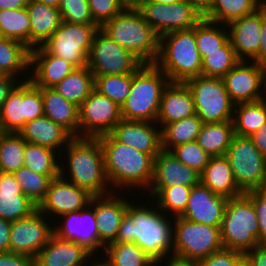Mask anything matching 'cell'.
Instances as JSON below:
<instances>
[{
    "label": "cell",
    "mask_w": 266,
    "mask_h": 266,
    "mask_svg": "<svg viewBox=\"0 0 266 266\" xmlns=\"http://www.w3.org/2000/svg\"><path fill=\"white\" fill-rule=\"evenodd\" d=\"M156 210L146 206L137 207L129 202L116 239L111 244L134 242L155 265L163 261L164 257L167 258V253L172 249L173 227L167 215Z\"/></svg>",
    "instance_id": "obj_1"
},
{
    "label": "cell",
    "mask_w": 266,
    "mask_h": 266,
    "mask_svg": "<svg viewBox=\"0 0 266 266\" xmlns=\"http://www.w3.org/2000/svg\"><path fill=\"white\" fill-rule=\"evenodd\" d=\"M97 138L100 140L104 152L108 185L113 184L120 188L150 187L154 174V157L152 155L118 142L110 133Z\"/></svg>",
    "instance_id": "obj_2"
},
{
    "label": "cell",
    "mask_w": 266,
    "mask_h": 266,
    "mask_svg": "<svg viewBox=\"0 0 266 266\" xmlns=\"http://www.w3.org/2000/svg\"><path fill=\"white\" fill-rule=\"evenodd\" d=\"M170 82L185 83L201 76L202 58L196 46L195 27L159 37V52L154 63Z\"/></svg>",
    "instance_id": "obj_3"
},
{
    "label": "cell",
    "mask_w": 266,
    "mask_h": 266,
    "mask_svg": "<svg viewBox=\"0 0 266 266\" xmlns=\"http://www.w3.org/2000/svg\"><path fill=\"white\" fill-rule=\"evenodd\" d=\"M70 179L92 196L108 195L104 152L98 138L74 137L67 145ZM107 193V194H105Z\"/></svg>",
    "instance_id": "obj_4"
},
{
    "label": "cell",
    "mask_w": 266,
    "mask_h": 266,
    "mask_svg": "<svg viewBox=\"0 0 266 266\" xmlns=\"http://www.w3.org/2000/svg\"><path fill=\"white\" fill-rule=\"evenodd\" d=\"M169 82L155 64H142L132 73L130 93L121 106L122 119L156 122L162 94Z\"/></svg>",
    "instance_id": "obj_5"
},
{
    "label": "cell",
    "mask_w": 266,
    "mask_h": 266,
    "mask_svg": "<svg viewBox=\"0 0 266 266\" xmlns=\"http://www.w3.org/2000/svg\"><path fill=\"white\" fill-rule=\"evenodd\" d=\"M101 29L143 64H154L159 52V36L139 10L124 9Z\"/></svg>",
    "instance_id": "obj_6"
},
{
    "label": "cell",
    "mask_w": 266,
    "mask_h": 266,
    "mask_svg": "<svg viewBox=\"0 0 266 266\" xmlns=\"http://www.w3.org/2000/svg\"><path fill=\"white\" fill-rule=\"evenodd\" d=\"M220 232L224 249L244 254L260 244L258 217L251 199L245 193L228 199Z\"/></svg>",
    "instance_id": "obj_7"
},
{
    "label": "cell",
    "mask_w": 266,
    "mask_h": 266,
    "mask_svg": "<svg viewBox=\"0 0 266 266\" xmlns=\"http://www.w3.org/2000/svg\"><path fill=\"white\" fill-rule=\"evenodd\" d=\"M171 256L197 262L224 249L220 227L175 216Z\"/></svg>",
    "instance_id": "obj_8"
},
{
    "label": "cell",
    "mask_w": 266,
    "mask_h": 266,
    "mask_svg": "<svg viewBox=\"0 0 266 266\" xmlns=\"http://www.w3.org/2000/svg\"><path fill=\"white\" fill-rule=\"evenodd\" d=\"M238 187L245 193L266 189V156L250 137L234 135L225 153Z\"/></svg>",
    "instance_id": "obj_9"
},
{
    "label": "cell",
    "mask_w": 266,
    "mask_h": 266,
    "mask_svg": "<svg viewBox=\"0 0 266 266\" xmlns=\"http://www.w3.org/2000/svg\"><path fill=\"white\" fill-rule=\"evenodd\" d=\"M185 83L193 95L196 115L204 123L233 120L235 104L222 78L201 75Z\"/></svg>",
    "instance_id": "obj_10"
},
{
    "label": "cell",
    "mask_w": 266,
    "mask_h": 266,
    "mask_svg": "<svg viewBox=\"0 0 266 266\" xmlns=\"http://www.w3.org/2000/svg\"><path fill=\"white\" fill-rule=\"evenodd\" d=\"M96 24L61 21L52 36L42 45L50 54L72 63L76 68L86 67Z\"/></svg>",
    "instance_id": "obj_11"
},
{
    "label": "cell",
    "mask_w": 266,
    "mask_h": 266,
    "mask_svg": "<svg viewBox=\"0 0 266 266\" xmlns=\"http://www.w3.org/2000/svg\"><path fill=\"white\" fill-rule=\"evenodd\" d=\"M44 115L42 88L35 86L29 78L21 80L4 101L0 110V132H15Z\"/></svg>",
    "instance_id": "obj_12"
},
{
    "label": "cell",
    "mask_w": 266,
    "mask_h": 266,
    "mask_svg": "<svg viewBox=\"0 0 266 266\" xmlns=\"http://www.w3.org/2000/svg\"><path fill=\"white\" fill-rule=\"evenodd\" d=\"M143 63L101 28L93 38L87 66L94 76L134 73Z\"/></svg>",
    "instance_id": "obj_13"
},
{
    "label": "cell",
    "mask_w": 266,
    "mask_h": 266,
    "mask_svg": "<svg viewBox=\"0 0 266 266\" xmlns=\"http://www.w3.org/2000/svg\"><path fill=\"white\" fill-rule=\"evenodd\" d=\"M139 11L159 37L193 29L203 19L199 11L183 0L173 4L145 2Z\"/></svg>",
    "instance_id": "obj_14"
},
{
    "label": "cell",
    "mask_w": 266,
    "mask_h": 266,
    "mask_svg": "<svg viewBox=\"0 0 266 266\" xmlns=\"http://www.w3.org/2000/svg\"><path fill=\"white\" fill-rule=\"evenodd\" d=\"M78 112L79 137L97 138L108 134L122 120L121 107L95 89L79 106Z\"/></svg>",
    "instance_id": "obj_15"
},
{
    "label": "cell",
    "mask_w": 266,
    "mask_h": 266,
    "mask_svg": "<svg viewBox=\"0 0 266 266\" xmlns=\"http://www.w3.org/2000/svg\"><path fill=\"white\" fill-rule=\"evenodd\" d=\"M231 101L239 103L255 102L264 99L262 85L266 90V66L251 65L247 61H239L223 78Z\"/></svg>",
    "instance_id": "obj_16"
},
{
    "label": "cell",
    "mask_w": 266,
    "mask_h": 266,
    "mask_svg": "<svg viewBox=\"0 0 266 266\" xmlns=\"http://www.w3.org/2000/svg\"><path fill=\"white\" fill-rule=\"evenodd\" d=\"M44 216L37 209L31 215L11 223L10 252L36 257L54 234L53 227L46 223Z\"/></svg>",
    "instance_id": "obj_17"
},
{
    "label": "cell",
    "mask_w": 266,
    "mask_h": 266,
    "mask_svg": "<svg viewBox=\"0 0 266 266\" xmlns=\"http://www.w3.org/2000/svg\"><path fill=\"white\" fill-rule=\"evenodd\" d=\"M65 168L60 165V175L51 180L44 200L38 210L45 216L48 213L64 215L73 211H80L89 206L92 195L64 178ZM56 213V214H55Z\"/></svg>",
    "instance_id": "obj_18"
},
{
    "label": "cell",
    "mask_w": 266,
    "mask_h": 266,
    "mask_svg": "<svg viewBox=\"0 0 266 266\" xmlns=\"http://www.w3.org/2000/svg\"><path fill=\"white\" fill-rule=\"evenodd\" d=\"M93 206L90 211V207ZM88 209V210H87ZM65 221L64 225L53 227L54 235L65 241H72L84 246L94 254L98 248L103 246L99 241V231L94 212V196H92L89 208L86 206L80 211H73L61 215Z\"/></svg>",
    "instance_id": "obj_19"
},
{
    "label": "cell",
    "mask_w": 266,
    "mask_h": 266,
    "mask_svg": "<svg viewBox=\"0 0 266 266\" xmlns=\"http://www.w3.org/2000/svg\"><path fill=\"white\" fill-rule=\"evenodd\" d=\"M228 198L215 194L201 182L192 187L185 211L180 217L208 226L220 227Z\"/></svg>",
    "instance_id": "obj_20"
},
{
    "label": "cell",
    "mask_w": 266,
    "mask_h": 266,
    "mask_svg": "<svg viewBox=\"0 0 266 266\" xmlns=\"http://www.w3.org/2000/svg\"><path fill=\"white\" fill-rule=\"evenodd\" d=\"M149 121L125 120L117 123L110 134L120 143L150 154L154 158L162 150L161 130ZM154 126V127H153Z\"/></svg>",
    "instance_id": "obj_21"
},
{
    "label": "cell",
    "mask_w": 266,
    "mask_h": 266,
    "mask_svg": "<svg viewBox=\"0 0 266 266\" xmlns=\"http://www.w3.org/2000/svg\"><path fill=\"white\" fill-rule=\"evenodd\" d=\"M230 29L229 41L240 61L251 58L258 64L261 45V8L253 14L238 18L226 25Z\"/></svg>",
    "instance_id": "obj_22"
},
{
    "label": "cell",
    "mask_w": 266,
    "mask_h": 266,
    "mask_svg": "<svg viewBox=\"0 0 266 266\" xmlns=\"http://www.w3.org/2000/svg\"><path fill=\"white\" fill-rule=\"evenodd\" d=\"M200 183V173L180 162L170 151L161 150L154 158L152 188L177 185L194 187Z\"/></svg>",
    "instance_id": "obj_23"
},
{
    "label": "cell",
    "mask_w": 266,
    "mask_h": 266,
    "mask_svg": "<svg viewBox=\"0 0 266 266\" xmlns=\"http://www.w3.org/2000/svg\"><path fill=\"white\" fill-rule=\"evenodd\" d=\"M31 66L35 70L29 80L39 88H53L76 68L69 61L50 54L43 46L30 50Z\"/></svg>",
    "instance_id": "obj_24"
},
{
    "label": "cell",
    "mask_w": 266,
    "mask_h": 266,
    "mask_svg": "<svg viewBox=\"0 0 266 266\" xmlns=\"http://www.w3.org/2000/svg\"><path fill=\"white\" fill-rule=\"evenodd\" d=\"M193 115H196V108L193 95L187 84L169 82L162 94L156 122L163 124L162 127H164L166 124Z\"/></svg>",
    "instance_id": "obj_25"
},
{
    "label": "cell",
    "mask_w": 266,
    "mask_h": 266,
    "mask_svg": "<svg viewBox=\"0 0 266 266\" xmlns=\"http://www.w3.org/2000/svg\"><path fill=\"white\" fill-rule=\"evenodd\" d=\"M113 195L108 192V197L106 195L94 196V212L98 225L99 241L104 247L115 241L129 204L126 199L116 198Z\"/></svg>",
    "instance_id": "obj_26"
},
{
    "label": "cell",
    "mask_w": 266,
    "mask_h": 266,
    "mask_svg": "<svg viewBox=\"0 0 266 266\" xmlns=\"http://www.w3.org/2000/svg\"><path fill=\"white\" fill-rule=\"evenodd\" d=\"M91 255L84 246L53 234L34 258V266H83Z\"/></svg>",
    "instance_id": "obj_27"
},
{
    "label": "cell",
    "mask_w": 266,
    "mask_h": 266,
    "mask_svg": "<svg viewBox=\"0 0 266 266\" xmlns=\"http://www.w3.org/2000/svg\"><path fill=\"white\" fill-rule=\"evenodd\" d=\"M38 209L21 189L13 173L0 174V218L15 222Z\"/></svg>",
    "instance_id": "obj_28"
},
{
    "label": "cell",
    "mask_w": 266,
    "mask_h": 266,
    "mask_svg": "<svg viewBox=\"0 0 266 266\" xmlns=\"http://www.w3.org/2000/svg\"><path fill=\"white\" fill-rule=\"evenodd\" d=\"M19 134L28 143L56 149V151L74 138L65 128L44 115L26 122Z\"/></svg>",
    "instance_id": "obj_29"
},
{
    "label": "cell",
    "mask_w": 266,
    "mask_h": 266,
    "mask_svg": "<svg viewBox=\"0 0 266 266\" xmlns=\"http://www.w3.org/2000/svg\"><path fill=\"white\" fill-rule=\"evenodd\" d=\"M200 182L213 193L228 199L244 194L238 187L232 168L225 156L209 159L207 166L200 174Z\"/></svg>",
    "instance_id": "obj_30"
},
{
    "label": "cell",
    "mask_w": 266,
    "mask_h": 266,
    "mask_svg": "<svg viewBox=\"0 0 266 266\" xmlns=\"http://www.w3.org/2000/svg\"><path fill=\"white\" fill-rule=\"evenodd\" d=\"M30 19V50L42 46L61 23L58 8L30 0L26 6Z\"/></svg>",
    "instance_id": "obj_31"
},
{
    "label": "cell",
    "mask_w": 266,
    "mask_h": 266,
    "mask_svg": "<svg viewBox=\"0 0 266 266\" xmlns=\"http://www.w3.org/2000/svg\"><path fill=\"white\" fill-rule=\"evenodd\" d=\"M44 116L79 137V107L60 95L54 88H42Z\"/></svg>",
    "instance_id": "obj_32"
},
{
    "label": "cell",
    "mask_w": 266,
    "mask_h": 266,
    "mask_svg": "<svg viewBox=\"0 0 266 266\" xmlns=\"http://www.w3.org/2000/svg\"><path fill=\"white\" fill-rule=\"evenodd\" d=\"M233 136V120L204 123L196 142L211 157L225 156Z\"/></svg>",
    "instance_id": "obj_33"
},
{
    "label": "cell",
    "mask_w": 266,
    "mask_h": 266,
    "mask_svg": "<svg viewBox=\"0 0 266 266\" xmlns=\"http://www.w3.org/2000/svg\"><path fill=\"white\" fill-rule=\"evenodd\" d=\"M95 77L86 67L75 68L53 88L78 107L94 90Z\"/></svg>",
    "instance_id": "obj_34"
},
{
    "label": "cell",
    "mask_w": 266,
    "mask_h": 266,
    "mask_svg": "<svg viewBox=\"0 0 266 266\" xmlns=\"http://www.w3.org/2000/svg\"><path fill=\"white\" fill-rule=\"evenodd\" d=\"M265 99L239 103L234 106V135L250 137L266 123Z\"/></svg>",
    "instance_id": "obj_35"
},
{
    "label": "cell",
    "mask_w": 266,
    "mask_h": 266,
    "mask_svg": "<svg viewBox=\"0 0 266 266\" xmlns=\"http://www.w3.org/2000/svg\"><path fill=\"white\" fill-rule=\"evenodd\" d=\"M263 0H212L210 10L203 18L224 25L253 14L262 7Z\"/></svg>",
    "instance_id": "obj_36"
},
{
    "label": "cell",
    "mask_w": 266,
    "mask_h": 266,
    "mask_svg": "<svg viewBox=\"0 0 266 266\" xmlns=\"http://www.w3.org/2000/svg\"><path fill=\"white\" fill-rule=\"evenodd\" d=\"M203 124L197 115L166 124L161 128L162 150L170 151L177 145L195 141Z\"/></svg>",
    "instance_id": "obj_37"
},
{
    "label": "cell",
    "mask_w": 266,
    "mask_h": 266,
    "mask_svg": "<svg viewBox=\"0 0 266 266\" xmlns=\"http://www.w3.org/2000/svg\"><path fill=\"white\" fill-rule=\"evenodd\" d=\"M30 65V49L22 42L0 37V74L16 76ZM27 68V69H26Z\"/></svg>",
    "instance_id": "obj_38"
},
{
    "label": "cell",
    "mask_w": 266,
    "mask_h": 266,
    "mask_svg": "<svg viewBox=\"0 0 266 266\" xmlns=\"http://www.w3.org/2000/svg\"><path fill=\"white\" fill-rule=\"evenodd\" d=\"M0 37L20 41L30 49V19L26 8L0 10Z\"/></svg>",
    "instance_id": "obj_39"
},
{
    "label": "cell",
    "mask_w": 266,
    "mask_h": 266,
    "mask_svg": "<svg viewBox=\"0 0 266 266\" xmlns=\"http://www.w3.org/2000/svg\"><path fill=\"white\" fill-rule=\"evenodd\" d=\"M104 249L107 266H154V261L134 242L109 244Z\"/></svg>",
    "instance_id": "obj_40"
},
{
    "label": "cell",
    "mask_w": 266,
    "mask_h": 266,
    "mask_svg": "<svg viewBox=\"0 0 266 266\" xmlns=\"http://www.w3.org/2000/svg\"><path fill=\"white\" fill-rule=\"evenodd\" d=\"M55 151L45 146L27 142L24 152V166L54 179L60 175V164L56 159Z\"/></svg>",
    "instance_id": "obj_41"
},
{
    "label": "cell",
    "mask_w": 266,
    "mask_h": 266,
    "mask_svg": "<svg viewBox=\"0 0 266 266\" xmlns=\"http://www.w3.org/2000/svg\"><path fill=\"white\" fill-rule=\"evenodd\" d=\"M26 143L19 133L0 132L1 172L14 173L24 166Z\"/></svg>",
    "instance_id": "obj_42"
},
{
    "label": "cell",
    "mask_w": 266,
    "mask_h": 266,
    "mask_svg": "<svg viewBox=\"0 0 266 266\" xmlns=\"http://www.w3.org/2000/svg\"><path fill=\"white\" fill-rule=\"evenodd\" d=\"M199 54L202 58L201 75L206 77L223 78L240 61L229 40L220 51Z\"/></svg>",
    "instance_id": "obj_43"
},
{
    "label": "cell",
    "mask_w": 266,
    "mask_h": 266,
    "mask_svg": "<svg viewBox=\"0 0 266 266\" xmlns=\"http://www.w3.org/2000/svg\"><path fill=\"white\" fill-rule=\"evenodd\" d=\"M148 189L151 197L155 196L158 199L157 206L161 211L169 210L170 213L173 211L172 213L177 217L185 211L192 187L177 185L165 188L149 187Z\"/></svg>",
    "instance_id": "obj_44"
},
{
    "label": "cell",
    "mask_w": 266,
    "mask_h": 266,
    "mask_svg": "<svg viewBox=\"0 0 266 266\" xmlns=\"http://www.w3.org/2000/svg\"><path fill=\"white\" fill-rule=\"evenodd\" d=\"M215 25L218 23L203 18L195 26L196 46L199 53L220 51V48L229 40V31Z\"/></svg>",
    "instance_id": "obj_45"
},
{
    "label": "cell",
    "mask_w": 266,
    "mask_h": 266,
    "mask_svg": "<svg viewBox=\"0 0 266 266\" xmlns=\"http://www.w3.org/2000/svg\"><path fill=\"white\" fill-rule=\"evenodd\" d=\"M94 89L120 107L126 101L132 86V73L94 76Z\"/></svg>",
    "instance_id": "obj_46"
},
{
    "label": "cell",
    "mask_w": 266,
    "mask_h": 266,
    "mask_svg": "<svg viewBox=\"0 0 266 266\" xmlns=\"http://www.w3.org/2000/svg\"><path fill=\"white\" fill-rule=\"evenodd\" d=\"M13 175L20 184L23 194L39 206L46 196L52 179L25 166L19 168Z\"/></svg>",
    "instance_id": "obj_47"
},
{
    "label": "cell",
    "mask_w": 266,
    "mask_h": 266,
    "mask_svg": "<svg viewBox=\"0 0 266 266\" xmlns=\"http://www.w3.org/2000/svg\"><path fill=\"white\" fill-rule=\"evenodd\" d=\"M170 152L184 165L202 173L211 158L195 141L173 147Z\"/></svg>",
    "instance_id": "obj_48"
},
{
    "label": "cell",
    "mask_w": 266,
    "mask_h": 266,
    "mask_svg": "<svg viewBox=\"0 0 266 266\" xmlns=\"http://www.w3.org/2000/svg\"><path fill=\"white\" fill-rule=\"evenodd\" d=\"M58 9L61 21L79 24H95L88 0H61Z\"/></svg>",
    "instance_id": "obj_49"
},
{
    "label": "cell",
    "mask_w": 266,
    "mask_h": 266,
    "mask_svg": "<svg viewBox=\"0 0 266 266\" xmlns=\"http://www.w3.org/2000/svg\"><path fill=\"white\" fill-rule=\"evenodd\" d=\"M94 23L101 28L124 8L119 0H88Z\"/></svg>",
    "instance_id": "obj_50"
},
{
    "label": "cell",
    "mask_w": 266,
    "mask_h": 266,
    "mask_svg": "<svg viewBox=\"0 0 266 266\" xmlns=\"http://www.w3.org/2000/svg\"><path fill=\"white\" fill-rule=\"evenodd\" d=\"M195 264L196 266H244V254L236 250L223 249Z\"/></svg>",
    "instance_id": "obj_51"
},
{
    "label": "cell",
    "mask_w": 266,
    "mask_h": 266,
    "mask_svg": "<svg viewBox=\"0 0 266 266\" xmlns=\"http://www.w3.org/2000/svg\"><path fill=\"white\" fill-rule=\"evenodd\" d=\"M251 199L258 217L260 244L266 243V189L245 192Z\"/></svg>",
    "instance_id": "obj_52"
},
{
    "label": "cell",
    "mask_w": 266,
    "mask_h": 266,
    "mask_svg": "<svg viewBox=\"0 0 266 266\" xmlns=\"http://www.w3.org/2000/svg\"><path fill=\"white\" fill-rule=\"evenodd\" d=\"M0 266H34V258L14 252H0Z\"/></svg>",
    "instance_id": "obj_53"
},
{
    "label": "cell",
    "mask_w": 266,
    "mask_h": 266,
    "mask_svg": "<svg viewBox=\"0 0 266 266\" xmlns=\"http://www.w3.org/2000/svg\"><path fill=\"white\" fill-rule=\"evenodd\" d=\"M244 266H266V243L244 253Z\"/></svg>",
    "instance_id": "obj_54"
},
{
    "label": "cell",
    "mask_w": 266,
    "mask_h": 266,
    "mask_svg": "<svg viewBox=\"0 0 266 266\" xmlns=\"http://www.w3.org/2000/svg\"><path fill=\"white\" fill-rule=\"evenodd\" d=\"M15 76L12 75H0V110L4 101L13 92V90L18 86Z\"/></svg>",
    "instance_id": "obj_55"
},
{
    "label": "cell",
    "mask_w": 266,
    "mask_h": 266,
    "mask_svg": "<svg viewBox=\"0 0 266 266\" xmlns=\"http://www.w3.org/2000/svg\"><path fill=\"white\" fill-rule=\"evenodd\" d=\"M261 45L258 51V64L266 66V10L261 7Z\"/></svg>",
    "instance_id": "obj_56"
},
{
    "label": "cell",
    "mask_w": 266,
    "mask_h": 266,
    "mask_svg": "<svg viewBox=\"0 0 266 266\" xmlns=\"http://www.w3.org/2000/svg\"><path fill=\"white\" fill-rule=\"evenodd\" d=\"M11 223L12 222L0 218V252L10 251Z\"/></svg>",
    "instance_id": "obj_57"
},
{
    "label": "cell",
    "mask_w": 266,
    "mask_h": 266,
    "mask_svg": "<svg viewBox=\"0 0 266 266\" xmlns=\"http://www.w3.org/2000/svg\"><path fill=\"white\" fill-rule=\"evenodd\" d=\"M257 149L266 156V123L260 129L250 136Z\"/></svg>",
    "instance_id": "obj_58"
},
{
    "label": "cell",
    "mask_w": 266,
    "mask_h": 266,
    "mask_svg": "<svg viewBox=\"0 0 266 266\" xmlns=\"http://www.w3.org/2000/svg\"><path fill=\"white\" fill-rule=\"evenodd\" d=\"M192 5L203 16L210 10L212 0H183Z\"/></svg>",
    "instance_id": "obj_59"
},
{
    "label": "cell",
    "mask_w": 266,
    "mask_h": 266,
    "mask_svg": "<svg viewBox=\"0 0 266 266\" xmlns=\"http://www.w3.org/2000/svg\"><path fill=\"white\" fill-rule=\"evenodd\" d=\"M29 1L30 0H0V10L26 8Z\"/></svg>",
    "instance_id": "obj_60"
},
{
    "label": "cell",
    "mask_w": 266,
    "mask_h": 266,
    "mask_svg": "<svg viewBox=\"0 0 266 266\" xmlns=\"http://www.w3.org/2000/svg\"><path fill=\"white\" fill-rule=\"evenodd\" d=\"M124 9L139 10L146 0H119Z\"/></svg>",
    "instance_id": "obj_61"
},
{
    "label": "cell",
    "mask_w": 266,
    "mask_h": 266,
    "mask_svg": "<svg viewBox=\"0 0 266 266\" xmlns=\"http://www.w3.org/2000/svg\"><path fill=\"white\" fill-rule=\"evenodd\" d=\"M169 262L168 265L166 266H196L195 262L188 261L186 259H182L179 257L172 256L171 258L169 257Z\"/></svg>",
    "instance_id": "obj_62"
},
{
    "label": "cell",
    "mask_w": 266,
    "mask_h": 266,
    "mask_svg": "<svg viewBox=\"0 0 266 266\" xmlns=\"http://www.w3.org/2000/svg\"><path fill=\"white\" fill-rule=\"evenodd\" d=\"M34 1L44 3V4L51 6V7H54V8H58L61 0H34Z\"/></svg>",
    "instance_id": "obj_63"
},
{
    "label": "cell",
    "mask_w": 266,
    "mask_h": 266,
    "mask_svg": "<svg viewBox=\"0 0 266 266\" xmlns=\"http://www.w3.org/2000/svg\"><path fill=\"white\" fill-rule=\"evenodd\" d=\"M182 0H146V2H156V3H163V4H173L178 3Z\"/></svg>",
    "instance_id": "obj_64"
},
{
    "label": "cell",
    "mask_w": 266,
    "mask_h": 266,
    "mask_svg": "<svg viewBox=\"0 0 266 266\" xmlns=\"http://www.w3.org/2000/svg\"><path fill=\"white\" fill-rule=\"evenodd\" d=\"M90 266H107L103 261L101 263H93V265Z\"/></svg>",
    "instance_id": "obj_65"
},
{
    "label": "cell",
    "mask_w": 266,
    "mask_h": 266,
    "mask_svg": "<svg viewBox=\"0 0 266 266\" xmlns=\"http://www.w3.org/2000/svg\"><path fill=\"white\" fill-rule=\"evenodd\" d=\"M262 7L266 10V0L262 1Z\"/></svg>",
    "instance_id": "obj_66"
}]
</instances>
